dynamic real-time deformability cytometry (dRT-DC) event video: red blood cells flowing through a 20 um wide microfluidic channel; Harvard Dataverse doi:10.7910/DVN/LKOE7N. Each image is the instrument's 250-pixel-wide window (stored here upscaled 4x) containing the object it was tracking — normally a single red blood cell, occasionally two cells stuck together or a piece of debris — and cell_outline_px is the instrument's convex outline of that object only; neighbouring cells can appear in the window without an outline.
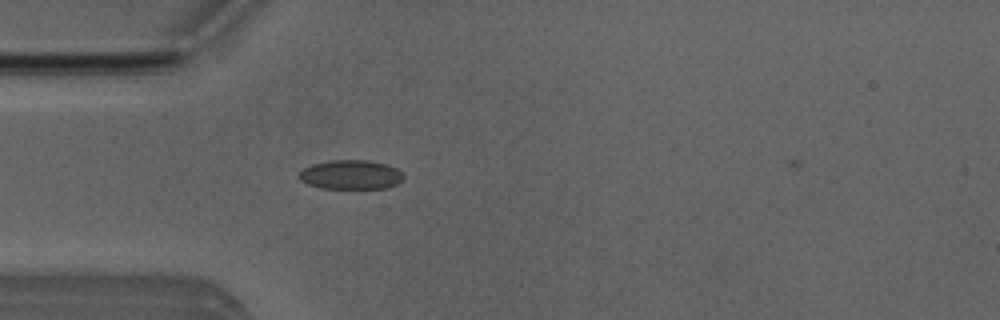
{"species": "Egyptian fruit bat (a non-hibernating species)", "species_latin": "Rousettus aegyptiacus", "temperature_condition": "room temperature", "stored_images_in_passage": 3, "camera_frame_rate_fps": 3000, "um_per_image_px": 0.085, "animal": {"sex": "male"}, "frame": {"image": 1, "passage_image": 3, "time_ms": 2.333, "image_size_px": [1000, 320], "cell_outline_px": [[404, 176], [396, 184], [388, 188], [320, 188], [308, 184], [300, 180], [300, 172], [304, 168], [312, 164], [328, 160], [368, 160], [384, 164], [396, 168]], "centroid_in_image_um": [29.8, 14.84], "position_along_channel_um": 55.2, "area_um2": 17.63}}